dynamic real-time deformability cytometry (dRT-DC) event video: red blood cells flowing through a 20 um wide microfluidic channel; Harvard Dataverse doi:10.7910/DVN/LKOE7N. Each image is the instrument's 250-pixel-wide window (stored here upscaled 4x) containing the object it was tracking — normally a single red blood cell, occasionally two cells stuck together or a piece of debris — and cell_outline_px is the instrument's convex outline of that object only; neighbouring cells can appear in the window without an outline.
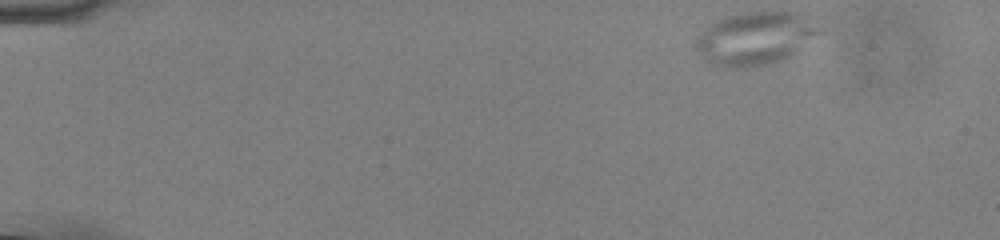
{"species": "common noctule bat (a hibernating species)", "species_latin": "Nyctalus noctula", "temperature_condition": "cold", "stored_images_in_passage": 50, "camera_frame_rate_fps": 3000, "um_per_image_px": 0.085, "animal": {"sex": "male", "body_mass_g": 13.0, "forearm_length_mm": 53.1}, "frame": {"image": 1, "passage_image": 1, "time_ms": 0.0, "image_size_px": [1000, 240], "cell_outline_px": [[832, 28], [788, 56], [764, 64], [744, 68], [716, 64], [708, 60], [696, 48], [696, 36], [716, 20], [728, 16], [744, 12], [800, 12]], "centroid_in_image_um": [64.36, 3.19], "position_along_channel_um": 20.6, "area_um2": 38.21}}
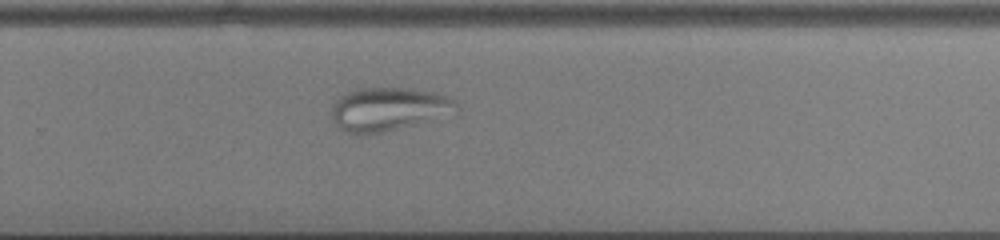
{"frame": {"image": 2, "passage_image": 33, "time_ms": 10.667, "image_size_px": [1000, 240], "cell_outline_px": [[460, 108], [456, 116], [380, 132], [348, 132], [340, 128], [332, 116], [332, 104], [340, 96], [348, 92], [360, 88], [408, 88], [432, 92], [448, 96], [456, 100]], "centroid_in_image_um": [33.17, 9.26], "position_along_channel_um": 296.6, "area_um2": 31.73}}
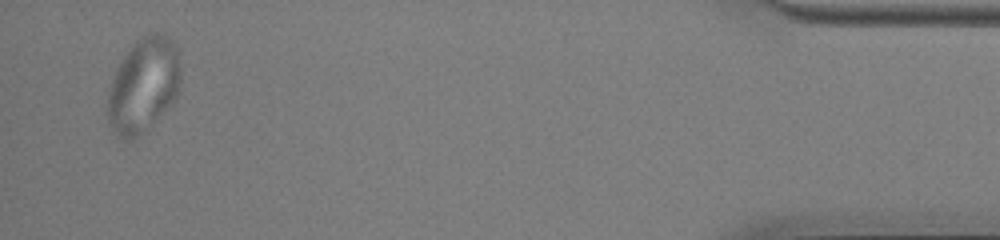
{"frame": {"image": 3, "passage_image": 49, "time_ms": 16.0, "image_size_px": [1000, 240], "cell_outline_px": [[180, 84], [176, 100], [172, 104], [136, 136], [128, 140], [120, 140], [112, 128], [108, 120], [108, 96], [112, 80], [116, 68], [120, 60], [132, 44], [136, 40], [148, 32], [160, 32], [176, 44], [180, 68]], "centroid_in_image_um": [12.2, 7.19], "position_along_channel_um": 423.0, "area_um2": 40.06}}